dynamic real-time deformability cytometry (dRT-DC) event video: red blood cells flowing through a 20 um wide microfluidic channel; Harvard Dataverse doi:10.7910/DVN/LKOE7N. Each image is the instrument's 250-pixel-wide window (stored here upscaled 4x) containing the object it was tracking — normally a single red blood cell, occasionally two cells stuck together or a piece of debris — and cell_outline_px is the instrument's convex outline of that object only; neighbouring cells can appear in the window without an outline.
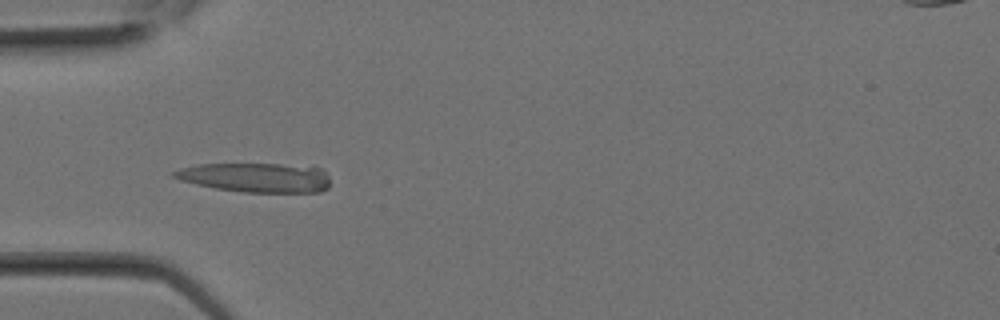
{"species": "Egyptian fruit bat (a non-hibernating species)", "species_latin": "Rousettus aegyptiacus", "temperature_condition": "room temperature", "stored_images_in_passage": 12, "camera_frame_rate_fps": 3000, "um_per_image_px": 0.085, "animal": {"sex": "female"}, "frame": {"image": 1, "passage_image": 9, "time_ms": 2.667, "image_size_px": [1000, 320], "cell_outline_px": [[328, 188], [320, 192], [244, 192], [216, 188], [180, 180], [172, 176], [172, 172], [180, 168], [200, 164], [280, 164], [320, 168], [328, 176]], "centroid_in_image_um": [21.74, 15.09], "position_along_channel_um": 63.3, "area_um2": 26.47}}
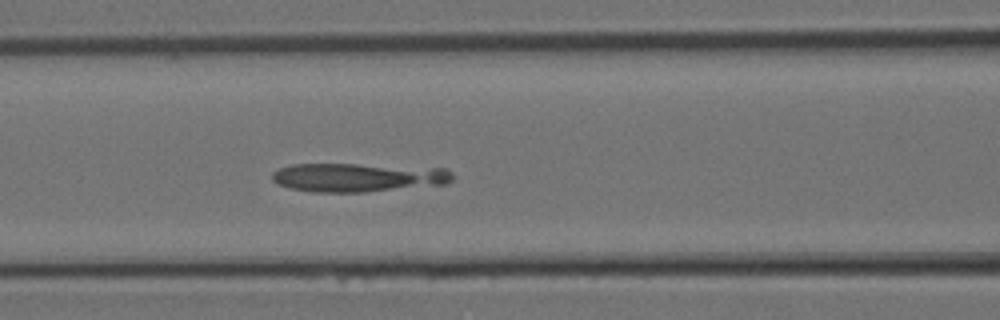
{"frame": {"image": 2, "passage_image": 12, "time_ms": 3.667, "image_size_px": [1000, 320], "cell_outline_px": [[452, 180], [444, 184], [364, 192], [312, 192], [292, 188], [276, 184], [272, 180], [272, 172], [280, 168], [292, 164], [356, 164], [444, 168], [452, 172]], "centroid_in_image_um": [30.4, 15.08], "position_along_channel_um": 136.2, "area_um2": 30.11}}